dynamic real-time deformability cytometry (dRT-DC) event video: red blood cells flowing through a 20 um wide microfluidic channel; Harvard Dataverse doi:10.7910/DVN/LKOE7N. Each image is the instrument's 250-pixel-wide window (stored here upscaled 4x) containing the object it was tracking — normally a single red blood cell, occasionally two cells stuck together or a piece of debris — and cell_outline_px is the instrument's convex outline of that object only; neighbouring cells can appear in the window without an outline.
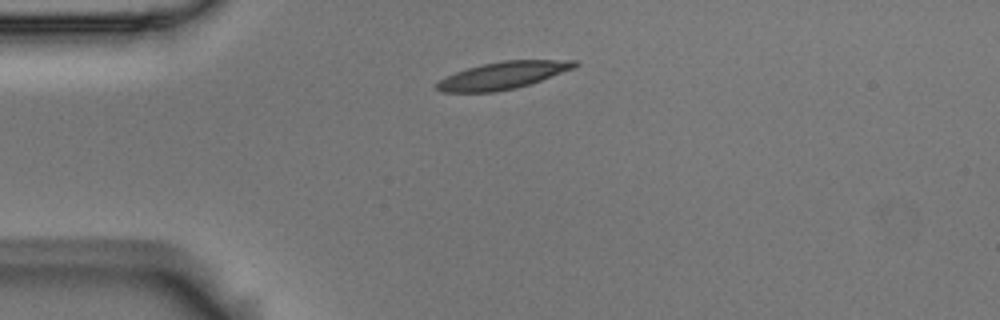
{"species": "Egyptian fruit bat (a non-hibernating species)", "species_latin": "Rousettus aegyptiacus", "temperature_condition": "room temperature", "stored_images_in_passage": 1, "camera_frame_rate_fps": 3000, "um_per_image_px": 0.085, "animal": {"sex": "male"}, "frame": {"image": 1, "passage_image": 1, "time_ms": 0.0, "image_size_px": [1000, 320], "cell_outline_px": [[580, 64], [576, 68], [516, 88], [492, 92], [440, 92], [436, 88], [436, 84], [444, 76], [468, 68], [484, 64], [504, 60], [580, 60]], "centroid_in_image_um": [42.77, 6.4], "position_along_channel_um": 42.2, "area_um2": 21.85}}